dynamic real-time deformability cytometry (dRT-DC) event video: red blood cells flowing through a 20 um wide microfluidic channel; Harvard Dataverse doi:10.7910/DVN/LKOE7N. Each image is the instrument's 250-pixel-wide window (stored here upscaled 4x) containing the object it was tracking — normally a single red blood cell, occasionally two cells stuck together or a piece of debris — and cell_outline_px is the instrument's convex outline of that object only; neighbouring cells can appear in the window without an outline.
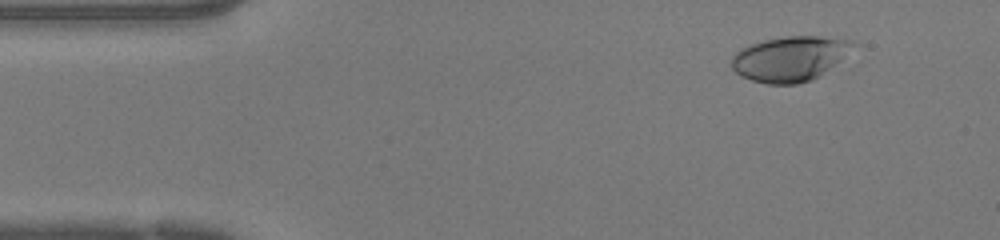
{"species": "human", "species_latin": "Homo sapiens", "temperature_condition": "warm", "stored_images_in_passage": 47, "camera_frame_rate_fps": 3000, "um_per_image_px": 0.085, "donor": {"sex": "female"}, "frame": {"image": 1, "passage_image": 5, "time_ms": 1.333, "image_size_px": [1000, 240], "cell_outline_px": [[856, 44], [840, 60], [820, 76], [812, 80], [796, 84], [768, 84], [752, 80], [740, 76], [732, 68], [732, 56], [740, 48], [764, 40], [784, 36], [816, 36], [852, 40]], "centroid_in_image_um": [67.12, 4.99], "position_along_channel_um": 17.9, "area_um2": 31.67}}
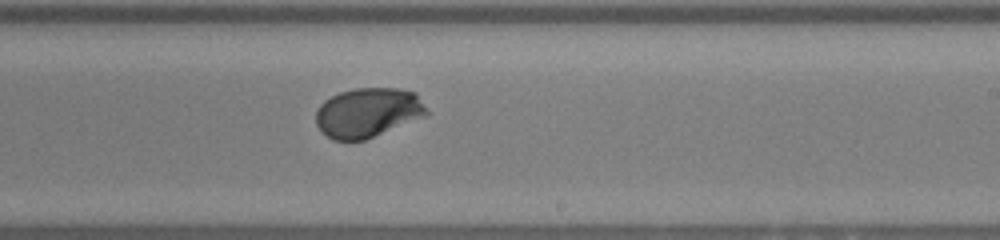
{"frame": {"image": 2, "passage_image": 28, "time_ms": 9.0, "image_size_px": [1000, 240], "cell_outline_px": [[428, 116], [364, 140], [332, 140], [316, 124], [316, 112], [320, 104], [324, 100], [340, 92], [356, 88], [400, 88], [416, 92], [428, 112]], "centroid_in_image_um": [31.3, 9.56], "position_along_channel_um": 257.7, "area_um2": 32.02}}
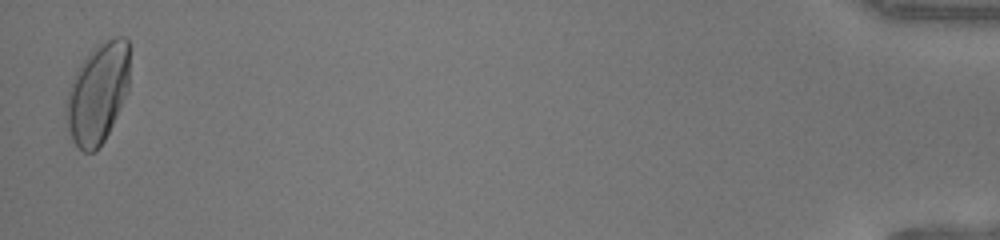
{"frame": {"image": 3, "passage_image": 47, "time_ms": 15.333, "image_size_px": [1000, 240], "cell_outline_px": [[128, 92], [104, 140], [92, 152], [84, 152], [72, 140], [68, 132], [64, 116], [64, 104], [68, 88], [80, 64], [96, 44], [112, 36], [124, 36], [128, 40]], "centroid_in_image_um": [8.27, 7.9], "position_along_channel_um": 426.9, "area_um2": 37.28}, "authors_computed_cell_mechanics": {"area_um2": 32.0212, "velocity_mm_per_s": 4.255, "shape_relaxation_time_tau1_ms": 2.8482, "shape_relaxation_time_tau2_ms": null, "deformation_change_tau1": 0.1622, "deformation_change_tau2": null}}